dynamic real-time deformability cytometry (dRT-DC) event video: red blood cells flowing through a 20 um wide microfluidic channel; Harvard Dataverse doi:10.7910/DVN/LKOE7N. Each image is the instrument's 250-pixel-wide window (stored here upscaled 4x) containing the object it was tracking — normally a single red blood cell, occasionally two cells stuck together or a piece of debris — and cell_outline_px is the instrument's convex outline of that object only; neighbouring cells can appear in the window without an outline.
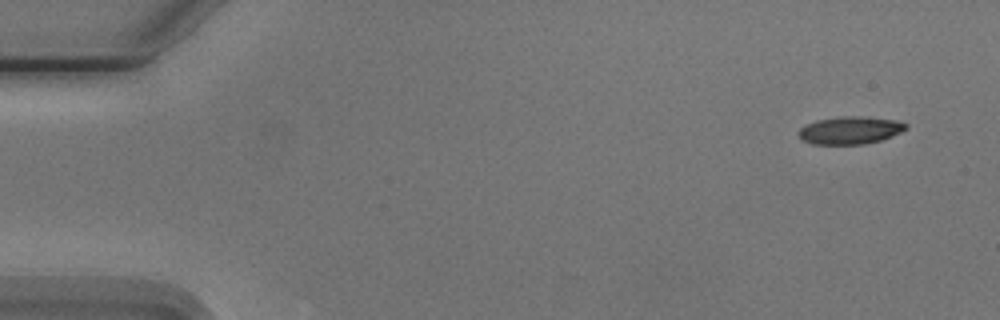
{"species": "Egyptian fruit bat (a non-hibernating species)", "species_latin": "Rousettus aegyptiacus", "temperature_condition": "cold", "stored_images_in_passage": 6, "camera_frame_rate_fps": 3000, "um_per_image_px": 0.085, "animal": {"sex": "male"}, "frame": {"image": 1, "passage_image": 1, "time_ms": 0.0, "image_size_px": [1000, 320], "cell_outline_px": [[908, 128], [892, 136], [880, 140], [864, 144], [812, 144], [804, 140], [796, 132], [804, 124], [816, 120], [844, 116], [860, 116], [896, 120], [908, 124]], "centroid_in_image_um": [72.25, 11.07], "position_along_channel_um": 12.8, "area_um2": 17.28}}
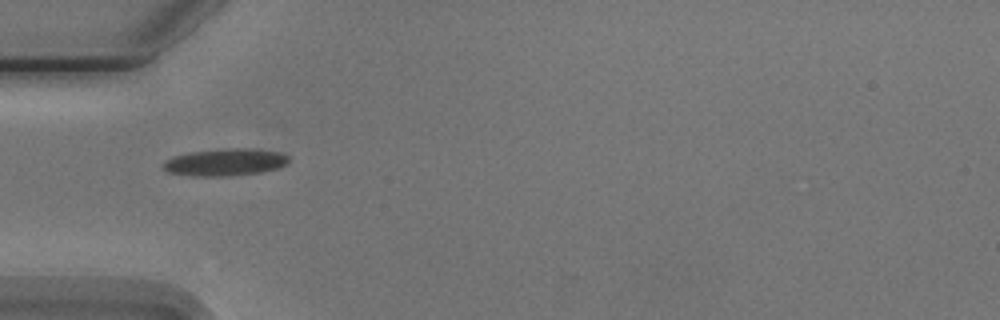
{"frame": {"image": 2, "passage_image": 5, "time_ms": 4.667, "image_size_px": [1000, 320], "cell_outline_px": [[288, 164], [276, 168], [260, 172], [228, 176], [192, 176], [168, 172], [160, 164], [172, 156], [192, 152], [232, 148], [248, 148], [280, 152], [288, 156]], "centroid_in_image_um": [19.12, 13.79], "position_along_channel_um": 65.9, "area_um2": 19.77}}
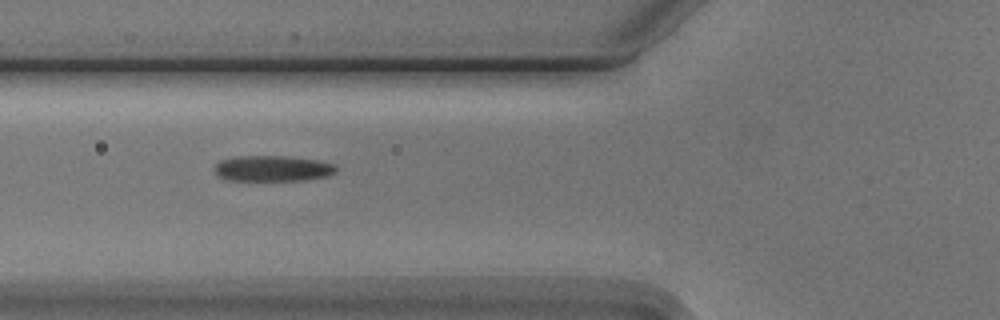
{"frame": {"image": 3, "passage_image": 6, "time_ms": 5.667, "image_size_px": [1000, 320], "cell_outline_px": [[336, 172], [328, 176], [304, 180], [228, 180], [220, 176], [212, 168], [220, 160], [236, 156], [284, 156], [316, 160], [336, 164]], "centroid_in_image_um": [23.17, 14.31], "position_along_channel_um": 102.6, "area_um2": 18.21}}